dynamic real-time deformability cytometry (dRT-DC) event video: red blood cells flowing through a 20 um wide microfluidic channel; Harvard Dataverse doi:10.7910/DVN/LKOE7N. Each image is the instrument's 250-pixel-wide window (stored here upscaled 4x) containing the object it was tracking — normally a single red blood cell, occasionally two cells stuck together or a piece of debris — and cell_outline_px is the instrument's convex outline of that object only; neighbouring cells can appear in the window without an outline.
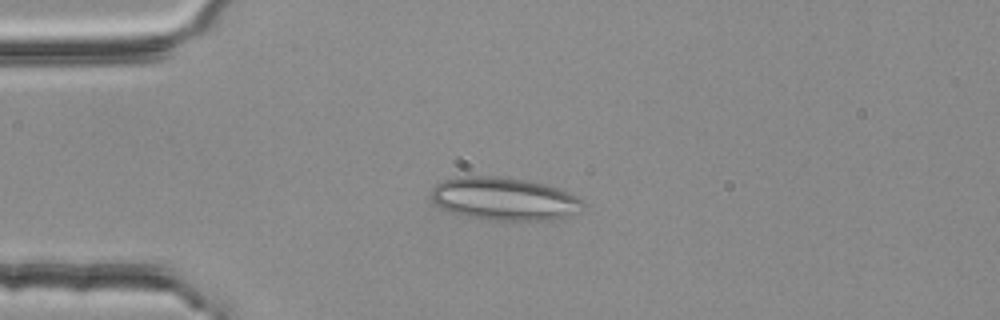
{"species": "common noctule bat (a hibernating species)", "species_latin": "Nyctalus noctula", "temperature_condition": "room temperature", "stored_images_in_passage": 43, "segment_of_instrument_passage": [1, 2], "camera_frame_rate_fps": 3000, "um_per_image_px": 0.085, "animal": {"sex": "female", "body_mass_g": 25.1}, "frame": {"image": 1, "passage_image": 3, "time_ms": 0.667, "image_size_px": [1000, 320], "cell_outline_px": [[584, 208], [580, 212], [548, 220], [484, 220], [464, 216], [440, 208], [432, 200], [432, 188], [436, 184], [444, 180], [456, 176], [500, 176], [524, 180], [544, 184], [556, 188], [576, 196], [584, 200]], "centroid_in_image_um": [42.83, 16.9], "position_along_channel_um": 42.2, "area_um2": 38.03}}